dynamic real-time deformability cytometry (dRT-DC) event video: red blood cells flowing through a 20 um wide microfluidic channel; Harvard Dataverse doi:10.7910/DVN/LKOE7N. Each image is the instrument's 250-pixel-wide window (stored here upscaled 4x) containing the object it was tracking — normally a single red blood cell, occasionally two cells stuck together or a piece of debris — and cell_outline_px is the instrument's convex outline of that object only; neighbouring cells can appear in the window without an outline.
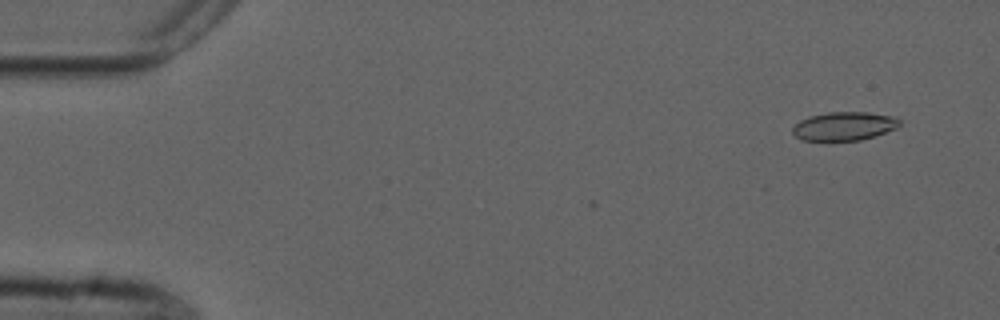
{"species": "common noctule bat (a hibernating species)", "species_latin": "Nyctalus noctula", "temperature_condition": "cold", "stored_images_in_passage": 7, "camera_frame_rate_fps": 3000, "um_per_image_px": 0.085, "animal": {"sex": "male", "forearm_length_mm": 52.5}, "frame": {"image": 1, "passage_image": 3, "time_ms": 0.667, "image_size_px": [1000, 320], "cell_outline_px": [[900, 124], [896, 128], [876, 136], [860, 140], [828, 144], [800, 140], [792, 132], [792, 128], [800, 120], [808, 116], [828, 112], [868, 112], [896, 116], [900, 120]], "centroid_in_image_um": [71.71, 10.77], "position_along_channel_um": 13.3, "area_um2": 18.79}}